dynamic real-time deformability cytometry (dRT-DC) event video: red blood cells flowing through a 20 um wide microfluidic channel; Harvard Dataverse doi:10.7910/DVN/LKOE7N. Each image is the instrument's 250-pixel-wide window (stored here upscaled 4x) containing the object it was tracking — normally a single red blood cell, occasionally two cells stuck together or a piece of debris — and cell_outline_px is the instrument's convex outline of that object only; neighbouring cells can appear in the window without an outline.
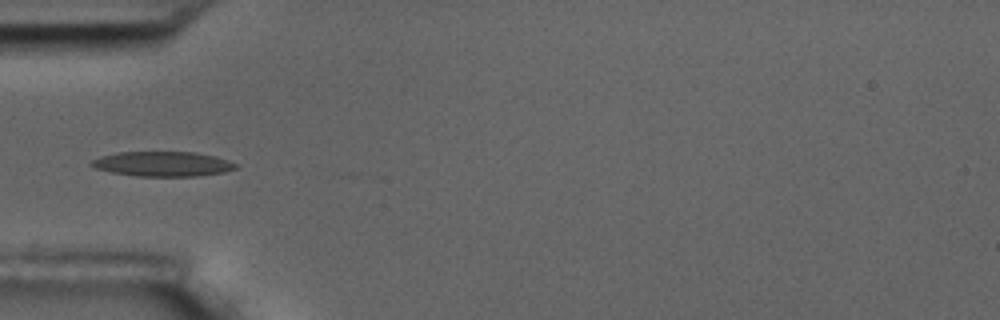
{"species": "common noctule bat (a hibernating species)", "species_latin": "Nyctalus noctula", "temperature_condition": "room temperature", "stored_images_in_passage": 8, "camera_frame_rate_fps": 3000, "um_per_image_px": 0.085, "animal": {"sex": "male", "body_mass_g": 17.5, "forearm_length_mm": 52.3}, "frame": {"image": 1, "passage_image": 5, "time_ms": 5.667, "image_size_px": [1000, 320], "cell_outline_px": [[236, 168], [224, 172], [196, 176], [136, 176], [112, 172], [96, 168], [88, 164], [92, 160], [100, 156], [120, 152], [196, 152], [216, 156], [228, 160], [236, 164]], "centroid_in_image_um": [13.82, 13.93], "position_along_channel_um": 71.2, "area_um2": 20.81}}